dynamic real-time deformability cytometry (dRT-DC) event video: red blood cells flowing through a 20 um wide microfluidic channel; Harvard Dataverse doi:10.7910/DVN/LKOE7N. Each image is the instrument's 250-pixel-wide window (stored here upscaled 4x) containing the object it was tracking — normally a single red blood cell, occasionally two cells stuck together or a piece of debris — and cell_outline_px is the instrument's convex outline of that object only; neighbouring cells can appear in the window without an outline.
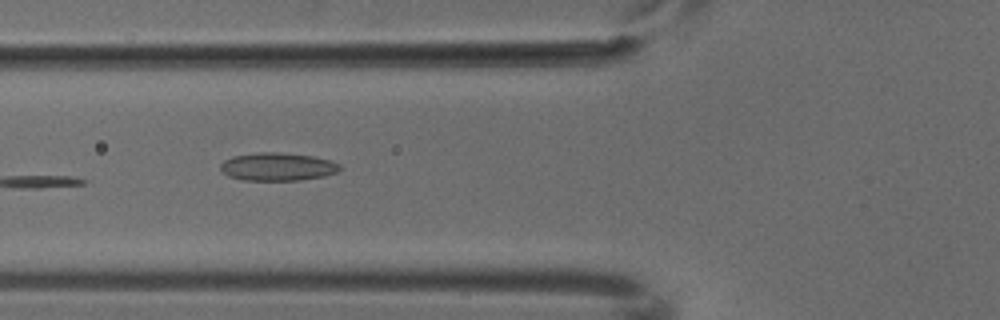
{"species": "common noctule bat (a hibernating species)", "species_latin": "Nyctalus noctula", "temperature_condition": "cold", "stored_images_in_passage": 6, "camera_frame_rate_fps": 3000, "um_per_image_px": 0.085, "animal": {"sex": "male", "body_mass_g": 18.8}, "frame": {"image": 1, "passage_image": 5, "time_ms": 1.333, "image_size_px": [1000, 320], "cell_outline_px": [[340, 168], [336, 172], [324, 176], [300, 180], [244, 180], [228, 176], [220, 168], [220, 164], [224, 160], [232, 156], [260, 152], [276, 152], [312, 156], [328, 160], [340, 164]], "centroid_in_image_um": [23.56, 14.17], "position_along_channel_um": 102.2, "area_um2": 19.31}}
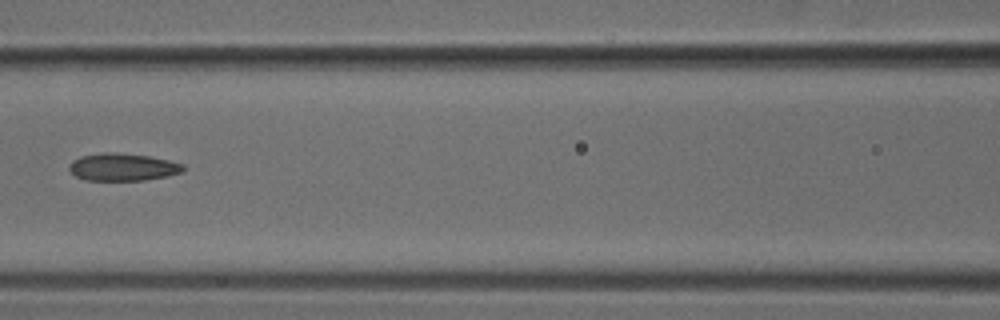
{"frame": {"image": 2, "passage_image": 6, "time_ms": 1.667, "image_size_px": [1000, 320], "cell_outline_px": [[184, 172], [168, 176], [144, 180], [84, 180], [76, 176], [68, 168], [72, 160], [80, 156], [104, 152], [116, 152], [148, 156], [168, 160], [184, 164]], "centroid_in_image_um": [10.44, 14.2], "position_along_channel_um": 156.2, "area_um2": 18.32}}